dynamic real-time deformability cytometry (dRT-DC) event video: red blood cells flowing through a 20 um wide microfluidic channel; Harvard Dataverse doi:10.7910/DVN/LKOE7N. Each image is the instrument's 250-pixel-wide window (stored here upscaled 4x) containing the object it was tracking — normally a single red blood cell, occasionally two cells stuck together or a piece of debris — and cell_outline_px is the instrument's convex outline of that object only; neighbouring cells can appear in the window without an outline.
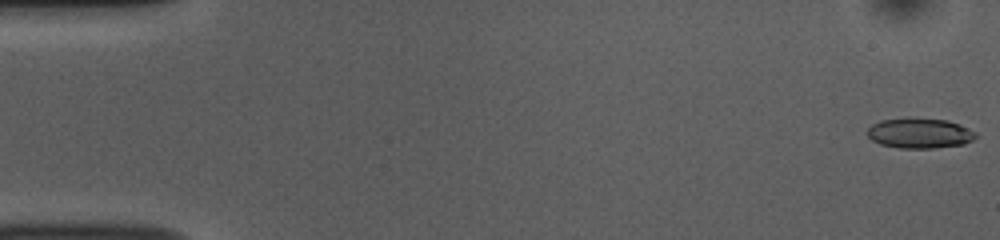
{"species": "common noctule bat (a hibernating species)", "species_latin": "Nyctalus noctula", "temperature_condition": "room temperature", "stored_images_in_passage": 53, "camera_frame_rate_fps": 3000, "um_per_image_px": 0.085, "animal": {"sex": "female", "body_mass_g": 10.0, "forearm_length_mm": 53.1}, "frame": {"image": 1, "passage_image": 1, "time_ms": 0.0, "image_size_px": [1000, 240], "cell_outline_px": [[976, 136], [972, 140], [964, 144], [932, 148], [900, 148], [880, 144], [872, 140], [868, 136], [868, 128], [872, 124], [880, 120], [948, 120], [960, 124], [976, 132]], "centroid_in_image_um": [78.19, 11.35], "position_along_channel_um": 6.8, "area_um2": 18.44}}
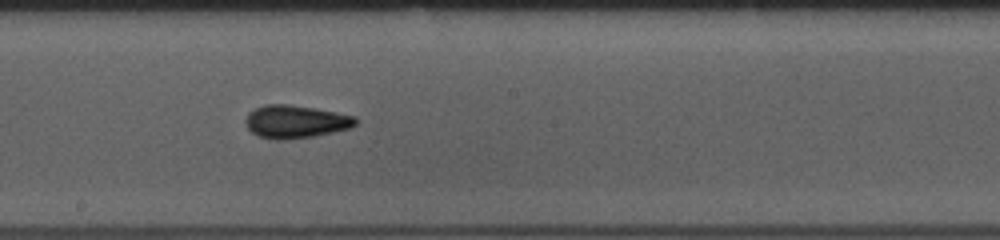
{"frame": {"image": 2, "passage_image": 29, "time_ms": 9.333, "image_size_px": [1000, 240], "cell_outline_px": [[356, 124], [352, 128], [316, 136], [284, 140], [276, 140], [260, 136], [252, 132], [248, 128], [244, 120], [248, 112], [264, 104], [288, 104], [336, 112], [356, 116]], "centroid_in_image_um": [25.13, 10.34], "position_along_channel_um": 223.1, "area_um2": 21.21}}
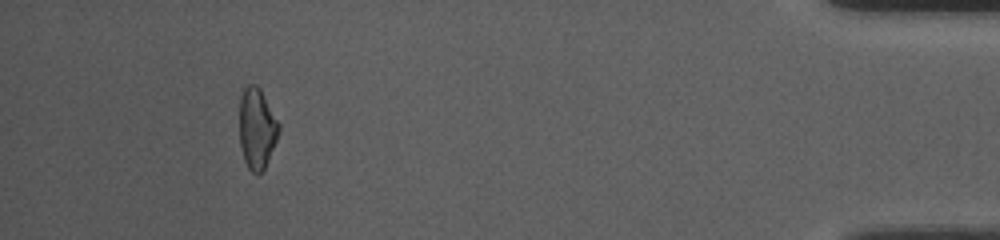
{"frame": {"image": 3, "passage_image": 49, "time_ms": 16.0, "image_size_px": [1000, 240], "cell_outline_px": [[280, 128], [276, 140], [268, 160], [264, 168], [256, 176], [248, 168], [244, 160], [240, 144], [240, 96], [244, 88], [248, 84], [256, 84], [260, 88], [280, 124]], "centroid_in_image_um": [21.83, 10.91], "position_along_channel_um": 413.4, "area_um2": 18.5}, "authors_computed_cell_mechanics": {"area_um2": 19.363, "velocity_mm_per_s": 3.7992, "shape_relaxation_time_tau1_ms": 5.1233, "shape_relaxation_time_tau2_ms": 4.7502, "deformation_change_tau1": 0.1271, "deformation_change_tau2": 0.1203}}